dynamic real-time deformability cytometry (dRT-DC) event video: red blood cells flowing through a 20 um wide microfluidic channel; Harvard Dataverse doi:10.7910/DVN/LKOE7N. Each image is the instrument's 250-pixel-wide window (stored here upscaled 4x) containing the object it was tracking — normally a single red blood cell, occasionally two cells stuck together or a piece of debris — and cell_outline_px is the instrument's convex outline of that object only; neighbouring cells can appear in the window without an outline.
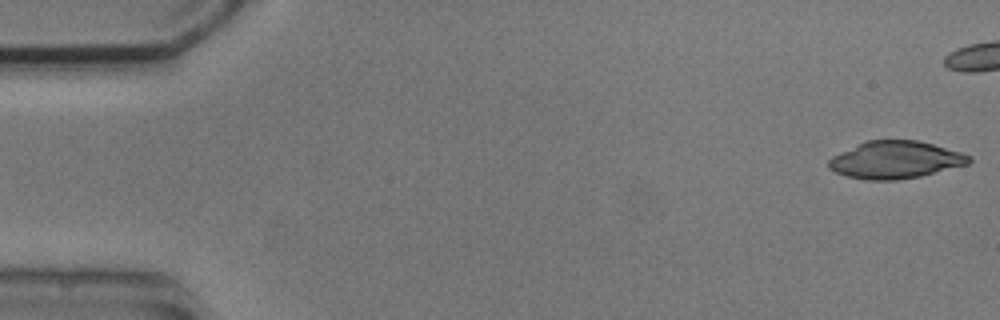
{"species": "common noctule bat (a hibernating species)", "species_latin": "Nyctalus noctula", "temperature_condition": "cold", "stored_images_in_passage": 6, "camera_frame_rate_fps": 3000, "um_per_image_px": 0.085, "animal": {"sex": "male", "body_mass_g": 20.5, "forearm_length_mm": 52.5}, "frame": {"image": 1, "passage_image": 1, "time_ms": 0.0, "image_size_px": [1000, 320], "cell_outline_px": [[972, 160], [968, 164], [920, 176], [896, 180], [868, 180], [844, 176], [828, 168], [828, 160], [832, 156], [864, 140], [920, 140], [960, 152], [972, 156]], "centroid_in_image_um": [76.08, 13.58], "position_along_channel_um": 8.9, "area_um2": 30.69}}